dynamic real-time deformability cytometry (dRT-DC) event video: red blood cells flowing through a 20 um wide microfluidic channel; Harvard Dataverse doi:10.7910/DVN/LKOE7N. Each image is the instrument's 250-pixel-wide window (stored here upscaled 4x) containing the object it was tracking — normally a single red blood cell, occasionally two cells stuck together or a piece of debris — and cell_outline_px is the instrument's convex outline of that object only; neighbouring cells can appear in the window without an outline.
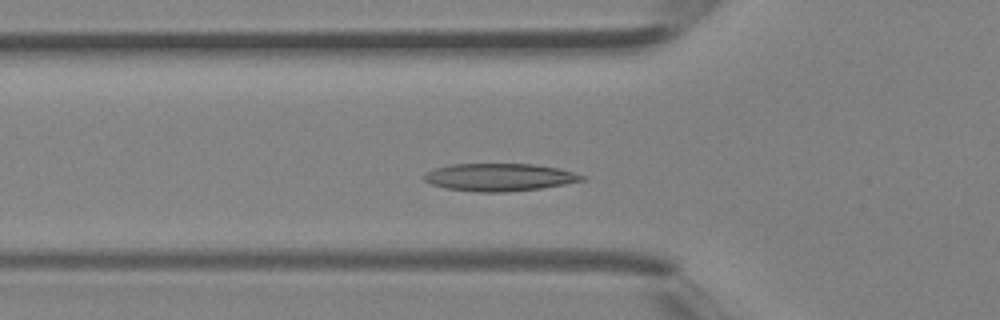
{"species": "Egyptian fruit bat (a non-hibernating species)", "species_latin": "Rousettus aegyptiacus", "temperature_condition": "room temperature", "stored_images_in_passage": 33, "camera_frame_rate_fps": 3000, "um_per_image_px": 0.085, "animal": {"sex": "female"}, "frame": {"image": 1, "passage_image": 9, "time_ms": 2.667, "image_size_px": [1000, 320], "cell_outline_px": [[588, 180], [540, 188], [508, 192], [476, 192], [448, 188], [432, 184], [424, 180], [420, 176], [424, 172], [436, 168], [452, 164], [532, 164], [560, 168], [588, 176]], "centroid_in_image_um": [42.48, 15.06], "position_along_channel_um": 83.3, "area_um2": 25.61}}
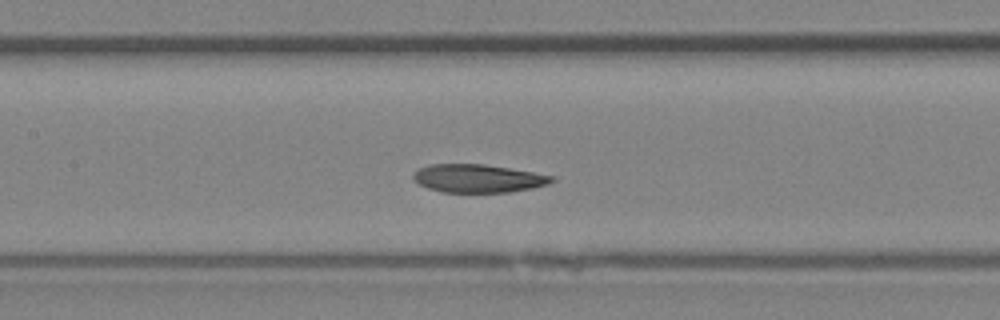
{"frame": {"image": 2, "passage_image": 14, "time_ms": 4.333, "image_size_px": [1000, 320], "cell_outline_px": [[556, 180], [548, 184], [532, 188], [508, 192], [444, 192], [428, 188], [412, 180], [412, 176], [420, 168], [432, 164], [484, 164], [556, 176]], "centroid_in_image_um": [40.66, 15.16], "position_along_channel_um": 166.7, "area_um2": 22.6}}
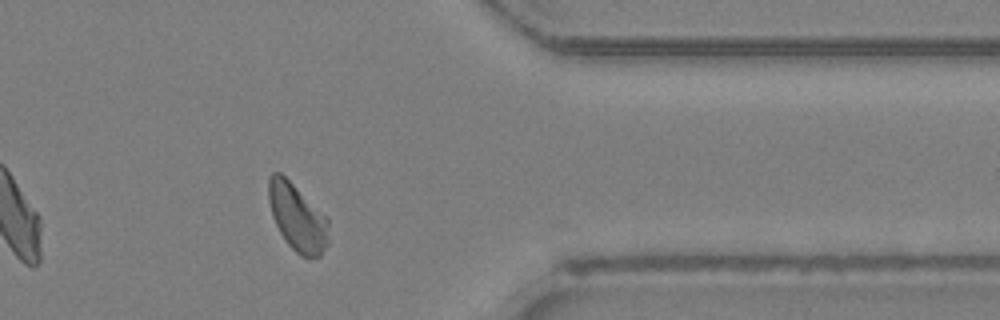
{"frame": {"image": 3, "passage_image": 28, "time_ms": 9.0, "image_size_px": [1000, 320], "cell_outline_px": [[328, 244], [320, 256], [304, 256], [296, 252], [288, 244], [280, 232], [272, 216], [268, 200], [268, 180], [272, 172], [280, 172], [328, 216]], "centroid_in_image_um": [25.28, 18.45], "position_along_channel_um": 386.1, "area_um2": 23.47}}